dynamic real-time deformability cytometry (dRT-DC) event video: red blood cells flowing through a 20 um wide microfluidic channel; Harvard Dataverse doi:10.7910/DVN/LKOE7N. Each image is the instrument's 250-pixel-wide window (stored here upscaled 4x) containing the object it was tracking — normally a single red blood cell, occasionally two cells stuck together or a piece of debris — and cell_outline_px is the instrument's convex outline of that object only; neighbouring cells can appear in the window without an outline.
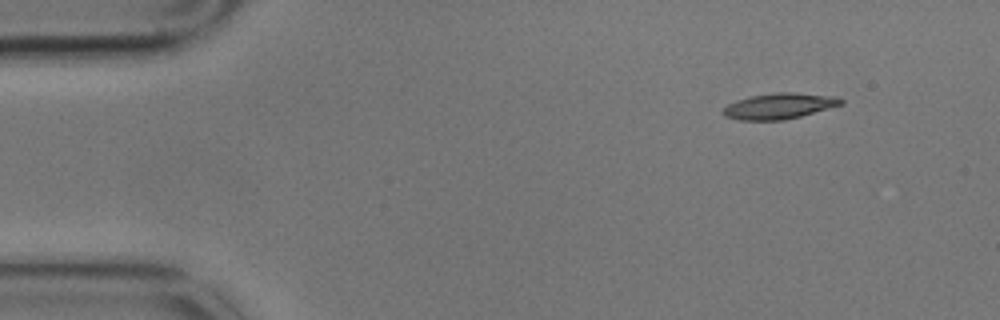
{"species": "common noctule bat (a hibernating species)", "species_latin": "Nyctalus noctula", "temperature_condition": "cold", "stored_images_in_passage": 4, "camera_frame_rate_fps": 3000, "um_per_image_px": 0.085, "animal": {"sex": "male", "body_mass_g": 17.9}, "frame": {"image": 1, "passage_image": 1, "time_ms": 0.0, "image_size_px": [1000, 320], "cell_outline_px": [[844, 104], [800, 116], [784, 120], [740, 120], [724, 116], [724, 108], [728, 104], [736, 100], [752, 96], [776, 92], [796, 92], [836, 96], [844, 100]], "centroid_in_image_um": [66.27, 9.0], "position_along_channel_um": 18.7, "area_um2": 17.69}}
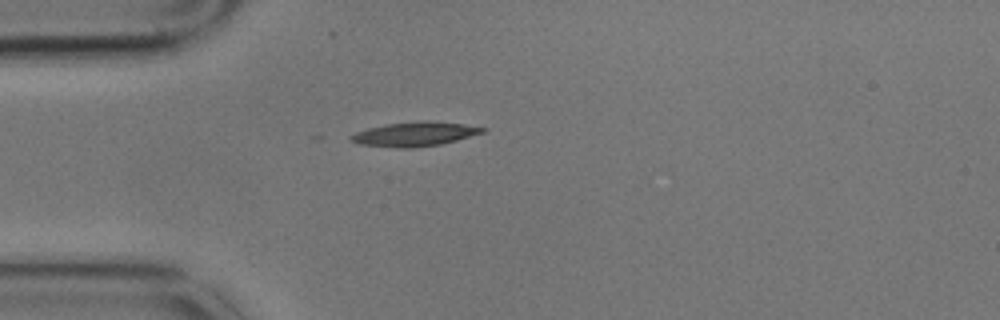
{"frame": {"image": 2, "passage_image": 3, "time_ms": 0.667, "image_size_px": [1000, 320], "cell_outline_px": [[488, 128], [484, 132], [456, 140], [440, 144], [412, 148], [400, 148], [360, 144], [348, 140], [348, 136], [356, 132], [368, 128], [388, 124], [428, 120], [464, 124]], "centroid_in_image_um": [35.23, 11.39], "position_along_channel_um": 49.8, "area_um2": 18.5}}